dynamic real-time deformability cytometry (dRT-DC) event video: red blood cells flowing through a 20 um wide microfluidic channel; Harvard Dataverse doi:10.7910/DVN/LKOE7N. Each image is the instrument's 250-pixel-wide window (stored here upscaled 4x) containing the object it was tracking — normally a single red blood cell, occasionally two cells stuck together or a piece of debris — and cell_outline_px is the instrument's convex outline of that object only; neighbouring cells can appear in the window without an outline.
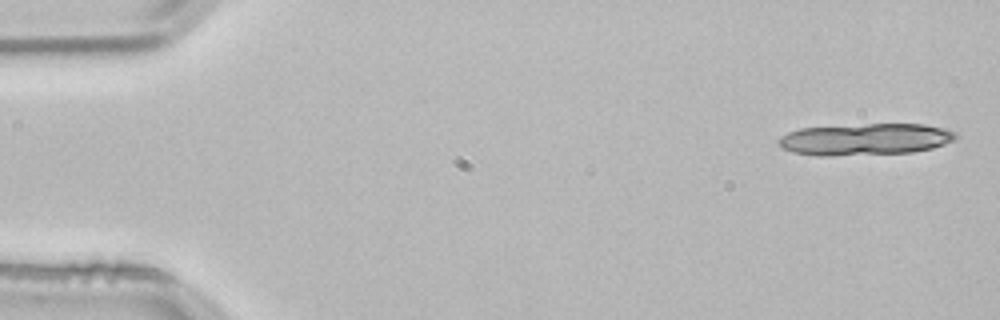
{"species": "common noctule bat (a hibernating species)", "species_latin": "Nyctalus noctula", "temperature_condition": "room temperature", "stored_images_in_passage": 3, "camera_frame_rate_fps": 3000, "um_per_image_px": 0.085, "animal": {"sex": "male", "body_mass_g": 21.5, "forearm_length_mm": 52.0}, "frame": {"image": 1, "passage_image": 1, "time_ms": 0.0, "image_size_px": [1000, 320], "cell_outline_px": [[956, 136], [952, 140], [944, 144], [932, 148], [912, 152], [832, 156], [816, 156], [792, 152], [780, 148], [776, 140], [780, 136], [788, 132], [800, 128], [868, 124], [924, 124], [944, 128], [956, 132]], "centroid_in_image_um": [73.47, 11.84], "position_along_channel_um": 11.5, "area_um2": 32.89}}
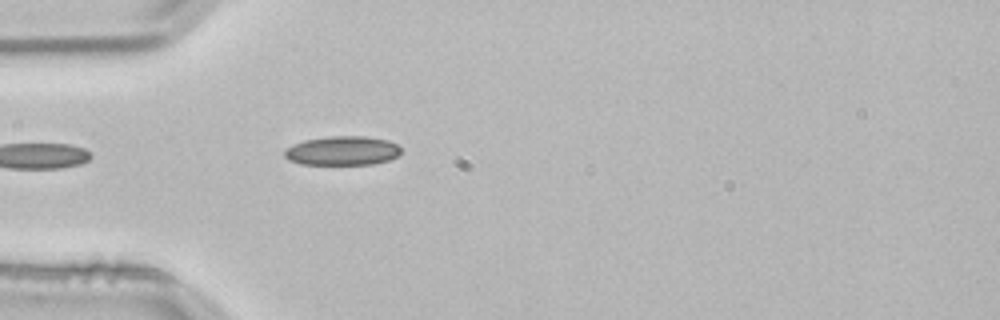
{"frame": {"image": 2, "passage_image": 3, "time_ms": 0.667, "image_size_px": [1000, 320], "cell_outline_px": [[400, 152], [396, 156], [388, 160], [372, 164], [300, 164], [288, 160], [284, 156], [284, 152], [292, 144], [304, 140], [328, 136], [364, 136], [388, 140], [396, 144], [400, 148]], "centroid_in_image_um": [29.07, 12.81], "position_along_channel_um": 55.9, "area_um2": 19.71}}